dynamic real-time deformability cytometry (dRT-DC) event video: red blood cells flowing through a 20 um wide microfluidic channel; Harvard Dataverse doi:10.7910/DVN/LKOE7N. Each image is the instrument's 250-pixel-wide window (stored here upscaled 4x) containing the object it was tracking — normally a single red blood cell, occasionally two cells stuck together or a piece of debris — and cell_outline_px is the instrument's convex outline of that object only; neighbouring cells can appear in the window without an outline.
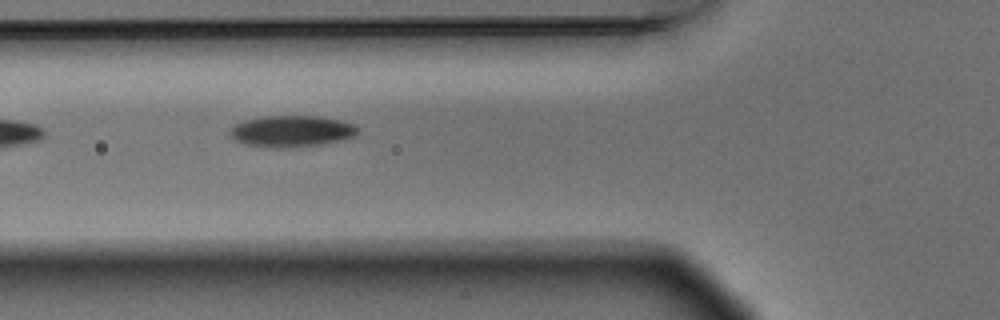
{"species": "Egyptian fruit bat (a non-hibernating species)", "species_latin": "Rousettus aegyptiacus", "temperature_condition": "warm", "stored_images_in_passage": 4, "camera_frame_rate_fps": 3000, "um_per_image_px": 0.085, "animal": {"sex": "male"}, "frame": {"image": 1, "passage_image": 3, "time_ms": 0.667, "image_size_px": [1000, 320], "cell_outline_px": [[360, 132], [356, 136], [344, 140], [320, 144], [292, 148], [268, 148], [244, 144], [236, 140], [228, 132], [236, 124], [244, 120], [264, 116], [320, 116], [340, 120], [356, 124], [360, 128]], "centroid_in_image_um": [24.85, 11.16], "position_along_channel_um": 100.9, "area_um2": 23.81}}
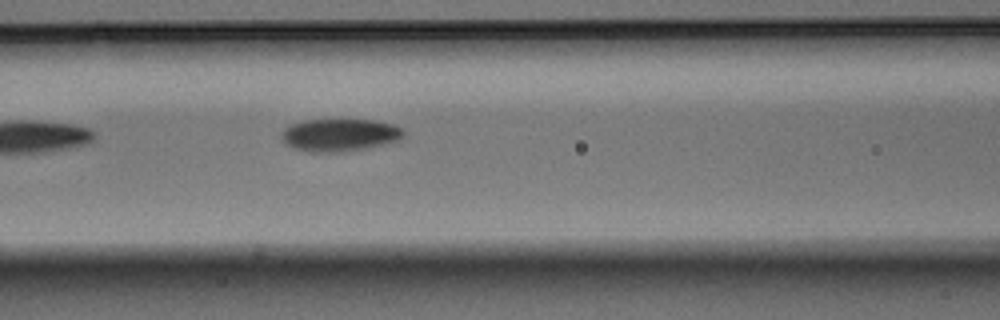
{"frame": {"image": 2, "passage_image": 4, "time_ms": 1.0, "image_size_px": [1000, 320], "cell_outline_px": [[404, 136], [396, 140], [364, 148], [332, 152], [312, 152], [296, 148], [284, 144], [284, 128], [292, 124], [304, 120], [376, 120], [392, 124], [400, 128], [404, 132]], "centroid_in_image_um": [28.86, 11.46], "position_along_channel_um": 137.7, "area_um2": 22.48}}